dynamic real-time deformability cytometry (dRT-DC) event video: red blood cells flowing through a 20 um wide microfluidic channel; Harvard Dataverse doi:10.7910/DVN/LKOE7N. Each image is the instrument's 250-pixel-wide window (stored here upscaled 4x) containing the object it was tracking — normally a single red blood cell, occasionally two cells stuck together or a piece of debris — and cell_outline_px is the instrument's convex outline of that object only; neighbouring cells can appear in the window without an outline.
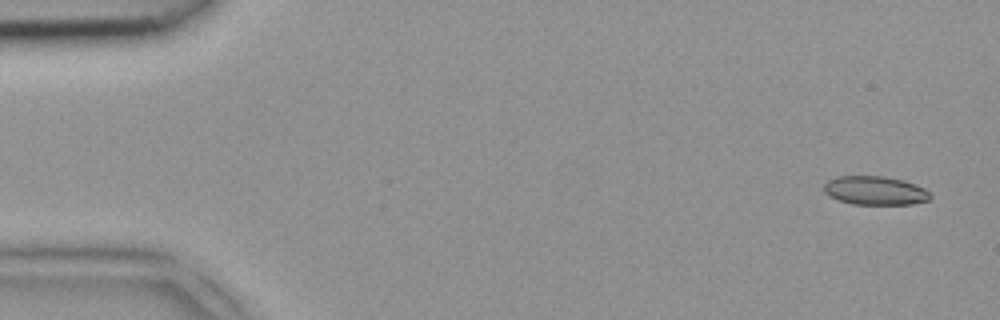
{"species": "common noctule bat (a hibernating species)", "species_latin": "Nyctalus noctula", "temperature_condition": "room temperature", "stored_images_in_passage": 3, "camera_frame_rate_fps": 3000, "um_per_image_px": 0.085, "animal": {"sex": "female", "body_mass_g": 18.4}, "frame": {"image": 1, "passage_image": 1, "time_ms": 0.0, "image_size_px": [1000, 320], "cell_outline_px": [[932, 196], [928, 200], [912, 204], [852, 204], [828, 196], [824, 192], [824, 184], [828, 180], [836, 176], [884, 176], [904, 180], [924, 188]], "centroid_in_image_um": [74.36, 16.19], "position_along_channel_um": 10.6, "area_um2": 17.8}}